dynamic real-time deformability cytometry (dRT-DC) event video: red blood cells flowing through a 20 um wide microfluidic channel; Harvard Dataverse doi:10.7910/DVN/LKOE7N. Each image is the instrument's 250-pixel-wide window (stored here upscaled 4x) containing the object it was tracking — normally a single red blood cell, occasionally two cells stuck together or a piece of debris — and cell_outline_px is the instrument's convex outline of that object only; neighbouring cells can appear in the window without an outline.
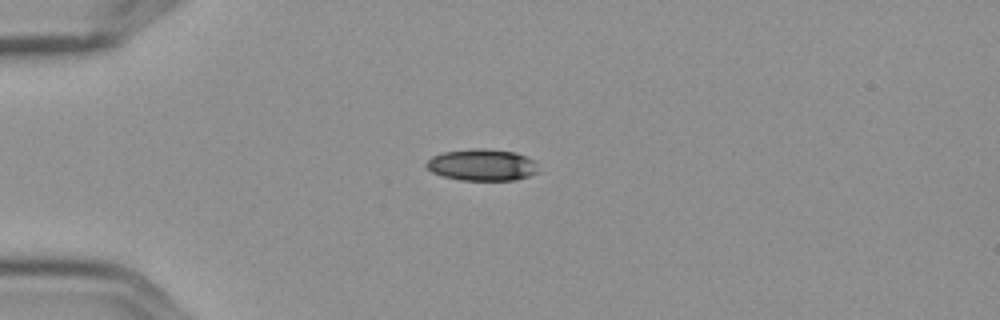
{"species": "Egyptian fruit bat (a non-hibernating species)", "species_latin": "Rousettus aegyptiacus", "temperature_condition": "cold", "stored_images_in_passage": 4, "camera_frame_rate_fps": 3000, "um_per_image_px": 0.085, "frame": {"image": 1, "passage_image": 3, "time_ms": 0.667, "image_size_px": [1000, 320], "cell_outline_px": [[540, 172], [516, 180], [460, 180], [444, 176], [432, 172], [424, 164], [432, 156], [440, 152], [472, 148], [488, 148], [516, 152], [532, 160]], "centroid_in_image_um": [40.95, 14.0], "position_along_channel_um": 44.0, "area_um2": 20.81}}